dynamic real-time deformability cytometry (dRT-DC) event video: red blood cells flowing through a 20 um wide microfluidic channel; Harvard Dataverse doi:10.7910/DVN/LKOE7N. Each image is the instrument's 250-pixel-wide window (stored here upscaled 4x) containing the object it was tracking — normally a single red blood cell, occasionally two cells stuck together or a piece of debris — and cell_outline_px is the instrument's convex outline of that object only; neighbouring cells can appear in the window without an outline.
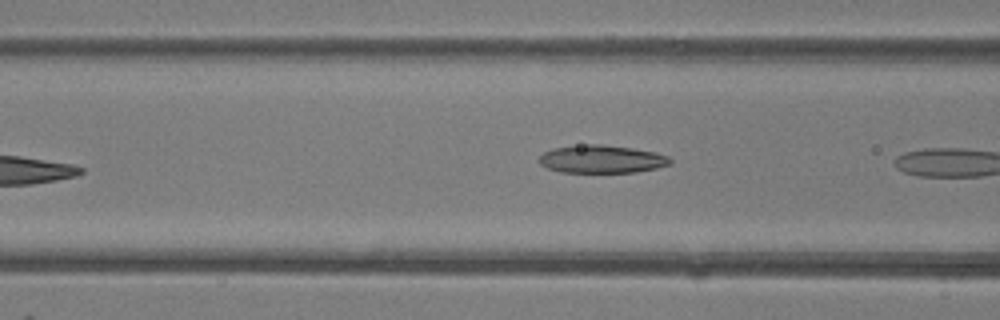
{"species": "common noctule bat (a hibernating species)", "species_latin": "Nyctalus noctula", "temperature_condition": "room temperature", "stored_images_in_passage": 6, "camera_frame_rate_fps": 3000, "um_per_image_px": 0.085, "animal": {"sex": "female"}, "frame": {"image": 1, "passage_image": 6, "time_ms": 5.667, "image_size_px": [1000, 320], "cell_outline_px": [[672, 164], [656, 168], [636, 172], [560, 172], [548, 168], [540, 164], [536, 160], [544, 152], [552, 148], [588, 144], [600, 144], [632, 148], [656, 152], [668, 156], [672, 160]], "centroid_in_image_um": [51.14, 13.52], "position_along_channel_um": 115.5, "area_um2": 21.39}}